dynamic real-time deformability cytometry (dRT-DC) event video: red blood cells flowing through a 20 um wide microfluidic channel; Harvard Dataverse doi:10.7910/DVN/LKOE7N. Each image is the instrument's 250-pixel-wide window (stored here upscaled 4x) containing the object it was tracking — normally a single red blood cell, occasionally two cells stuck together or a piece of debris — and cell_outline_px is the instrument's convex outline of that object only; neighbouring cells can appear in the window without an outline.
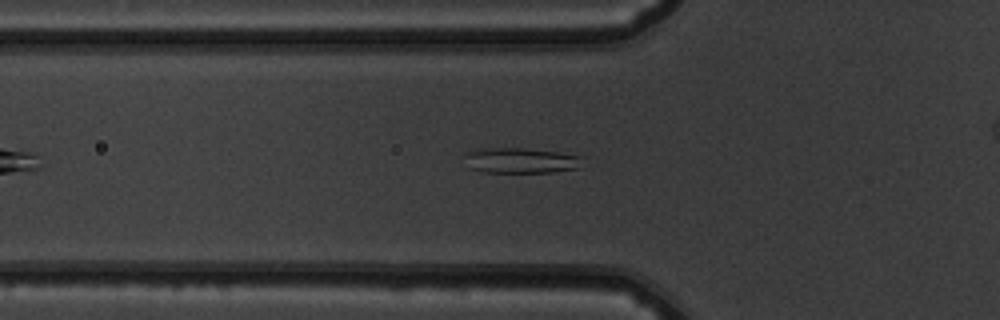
{"species": "common noctule bat (a hibernating species)", "species_latin": "Nyctalus noctula", "temperature_condition": "warm", "stored_images_in_passage": 37, "camera_frame_rate_fps": 3000, "um_per_image_px": 0.085, "animal": {"sex": "male", "body_mass_g": 19.5, "forearm_length_mm": 54.6}, "frame": {"image": 1, "passage_image": 8, "time_ms": 2.333, "image_size_px": [1000, 320], "cell_outline_px": [[584, 156], [576, 168], [552, 172], [484, 172], [468, 168], [464, 156], [464, 152], [488, 148], [524, 148], [556, 152]], "centroid_in_image_um": [44.2, 13.64], "position_along_channel_um": 81.6, "area_um2": 17.34}}
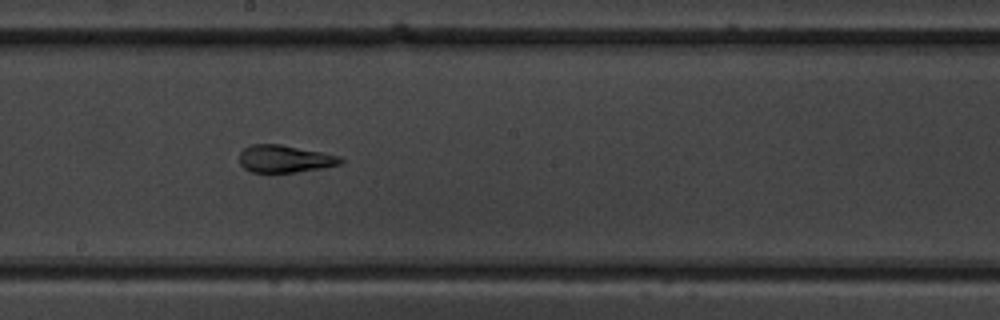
{"frame": {"image": 2, "passage_image": 19, "time_ms": 6.0, "image_size_px": [1000, 320], "cell_outline_px": [[344, 160], [340, 164], [324, 168], [296, 172], [252, 172], [244, 168], [240, 164], [240, 152], [244, 148], [252, 144], [280, 144], [340, 156]], "centroid_in_image_um": [24.2, 13.5], "position_along_channel_um": 224.0, "area_um2": 16.07}}
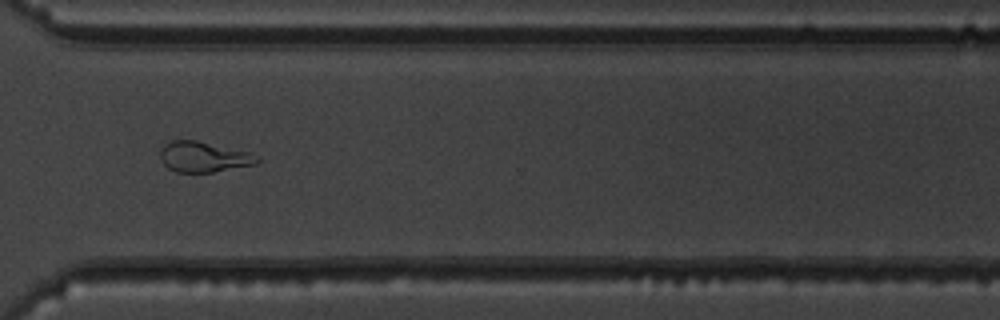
{"frame": {"image": 3, "passage_image": 29, "time_ms": 9.333, "image_size_px": [1000, 320], "cell_outline_px": [[260, 160], [256, 164], [212, 172], [176, 172], [168, 168], [160, 160], [160, 152], [164, 144], [172, 140], [196, 140], [248, 152], [260, 156]], "centroid_in_image_um": [17.3, 13.33], "position_along_channel_um": 353.3, "area_um2": 17.17}, "authors_computed_cell_mechanics": {"area_um2": 16.8198, "velocity_mm_per_s": 3.8724, "shape_relaxation_time_tau1_ms": null, "shape_relaxation_time_tau2_ms": 1.5338, "deformation_change_tau1": null, "deformation_change_tau2": 0.0828}}